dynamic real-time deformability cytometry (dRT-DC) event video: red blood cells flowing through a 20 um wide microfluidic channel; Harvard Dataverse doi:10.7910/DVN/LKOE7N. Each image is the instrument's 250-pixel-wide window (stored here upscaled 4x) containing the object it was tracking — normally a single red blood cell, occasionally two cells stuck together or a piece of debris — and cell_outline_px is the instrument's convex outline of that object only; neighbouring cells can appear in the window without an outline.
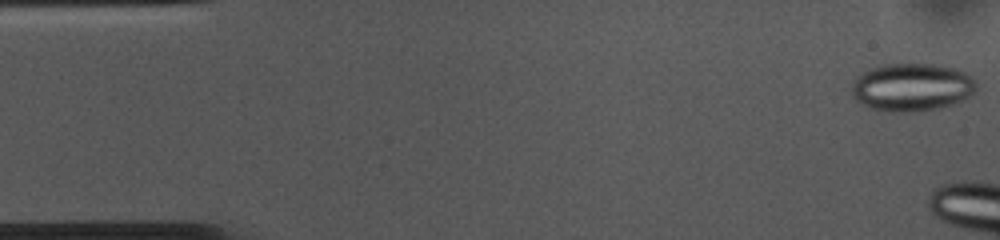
{"species": "common noctule bat (a hibernating species)", "species_latin": "Nyctalus noctula", "temperature_condition": "cold", "stored_images_in_passage": 8, "camera_frame_rate_fps": 3000, "um_per_image_px": 0.085, "animal": {"sex": "female", "body_mass_g": 10.0, "forearm_length_mm": 53.1}, "frame": {"image": 1, "passage_image": 1, "time_ms": 0.0, "image_size_px": [1000, 240], "cell_outline_px": [[976, 88], [968, 96], [952, 104], [920, 112], [892, 112], [872, 108], [856, 100], [852, 96], [852, 80], [856, 76], [872, 68], [884, 64], [936, 64], [960, 68], [972, 76], [976, 84]], "centroid_in_image_um": [77.51, 7.4], "position_along_channel_um": 7.5, "area_um2": 34.91}}